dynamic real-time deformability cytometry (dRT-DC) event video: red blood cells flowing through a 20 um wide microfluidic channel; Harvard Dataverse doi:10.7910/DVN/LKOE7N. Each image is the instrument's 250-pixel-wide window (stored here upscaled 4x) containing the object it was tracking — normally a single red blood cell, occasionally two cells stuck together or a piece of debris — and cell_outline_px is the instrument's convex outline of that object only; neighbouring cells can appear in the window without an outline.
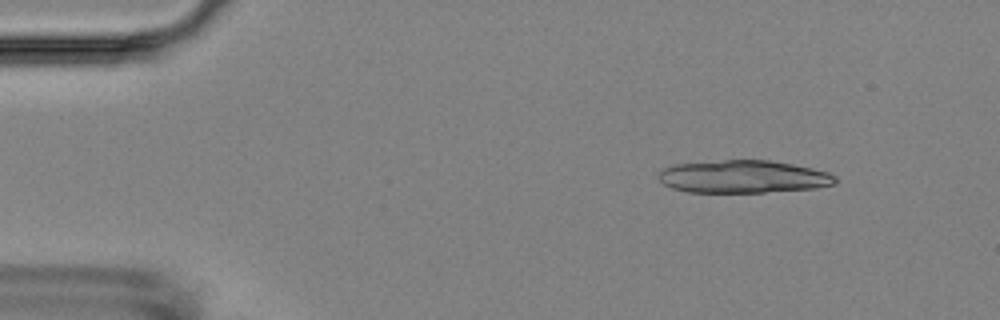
{"species": "Egyptian fruit bat (a non-hibernating species)", "species_latin": "Rousettus aegyptiacus", "temperature_condition": "room temperature", "stored_images_in_passage": 4, "camera_frame_rate_fps": 3000, "um_per_image_px": 0.085, "animal": {"sex": "female"}, "frame": {"image": 1, "passage_image": 1, "time_ms": 0.0, "image_size_px": [1000, 320], "cell_outline_px": [[836, 184], [816, 188], [764, 192], [688, 192], [672, 188], [664, 184], [656, 176], [664, 168], [676, 164], [724, 160], [768, 160], [792, 164], [812, 168], [828, 172], [836, 176]], "centroid_in_image_um": [63.19, 15.02], "position_along_channel_um": 21.8, "area_um2": 33.64}}